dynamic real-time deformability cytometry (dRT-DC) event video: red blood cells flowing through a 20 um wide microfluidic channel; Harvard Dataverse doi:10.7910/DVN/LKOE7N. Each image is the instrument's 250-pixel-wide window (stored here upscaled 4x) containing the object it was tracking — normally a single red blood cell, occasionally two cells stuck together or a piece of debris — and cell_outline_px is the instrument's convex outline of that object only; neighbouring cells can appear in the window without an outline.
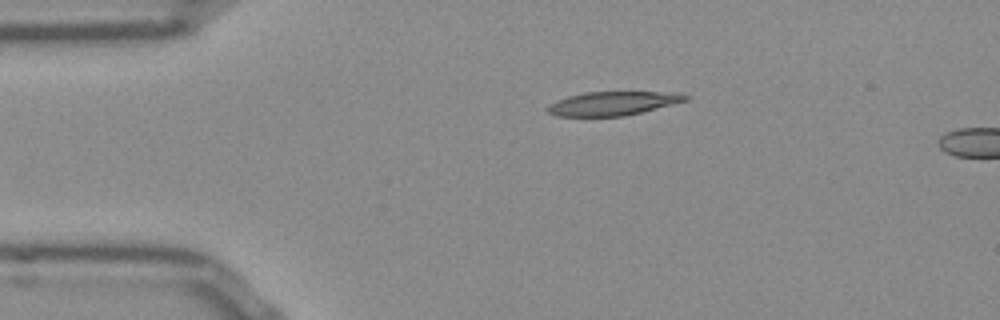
{"species": "Egyptian fruit bat (a non-hibernating species)", "species_latin": "Rousettus aegyptiacus", "temperature_condition": "room temperature", "stored_images_in_passage": 4, "camera_frame_rate_fps": 3000, "um_per_image_px": 0.085, "frame": {"image": 1, "passage_image": 1, "time_ms": 0.0, "image_size_px": [1000, 320], "cell_outline_px": [[692, 96], [688, 100], [624, 116], [556, 116], [548, 112], [544, 108], [556, 100], [568, 96], [584, 92], [680, 92]], "centroid_in_image_um": [52.1, 8.78], "position_along_channel_um": 32.9, "area_um2": 19.19}}